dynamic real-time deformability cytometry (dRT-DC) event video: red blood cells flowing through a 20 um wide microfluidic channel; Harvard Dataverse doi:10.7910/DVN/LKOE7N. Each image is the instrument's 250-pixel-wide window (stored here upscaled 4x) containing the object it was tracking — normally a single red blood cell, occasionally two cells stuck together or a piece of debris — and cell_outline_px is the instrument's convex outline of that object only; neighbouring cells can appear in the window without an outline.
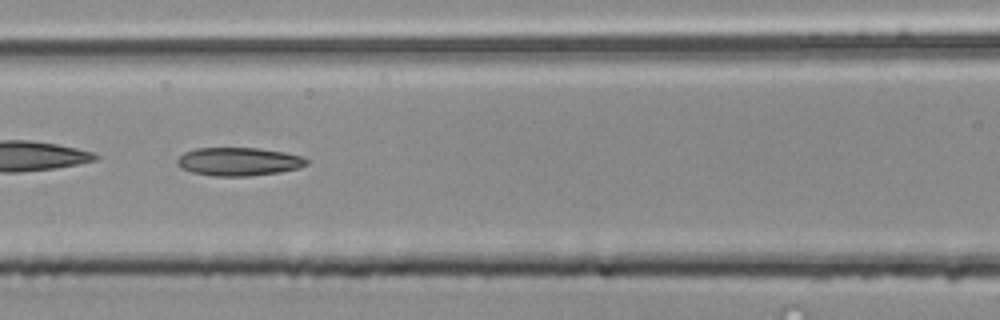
{"species": "common noctule bat (a hibernating species)", "species_latin": "Nyctalus noctula", "temperature_condition": "room temperature", "stored_images_in_passage": 38, "camera_frame_rate_fps": 3000, "um_per_image_px": 0.085, "animal": {"sex": "male", "body_mass_g": 20.4}, "frame": {"image": 1, "passage_image": 24, "time_ms": 7.667, "image_size_px": [1000, 320], "cell_outline_px": [[308, 164], [300, 168], [280, 172], [248, 176], [212, 176], [192, 172], [180, 168], [176, 164], [176, 160], [184, 152], [196, 148], [260, 148], [284, 152], [304, 156], [308, 160]], "centroid_in_image_um": [20.3, 13.73], "position_along_channel_um": 146.3, "area_um2": 21.56}}
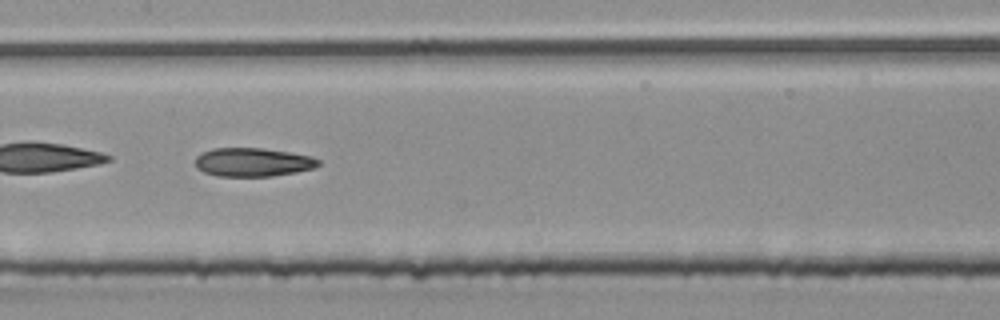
{"frame": {"image": 2, "passage_image": 27, "time_ms": 8.667, "image_size_px": [1000, 320], "cell_outline_px": [[320, 164], [316, 168], [296, 172], [272, 176], [216, 176], [204, 172], [196, 168], [196, 156], [200, 152], [212, 148], [264, 148], [288, 152], [308, 156], [320, 160]], "centroid_in_image_um": [21.46, 13.78], "position_along_channel_um": 185.9, "area_um2": 20.63}}